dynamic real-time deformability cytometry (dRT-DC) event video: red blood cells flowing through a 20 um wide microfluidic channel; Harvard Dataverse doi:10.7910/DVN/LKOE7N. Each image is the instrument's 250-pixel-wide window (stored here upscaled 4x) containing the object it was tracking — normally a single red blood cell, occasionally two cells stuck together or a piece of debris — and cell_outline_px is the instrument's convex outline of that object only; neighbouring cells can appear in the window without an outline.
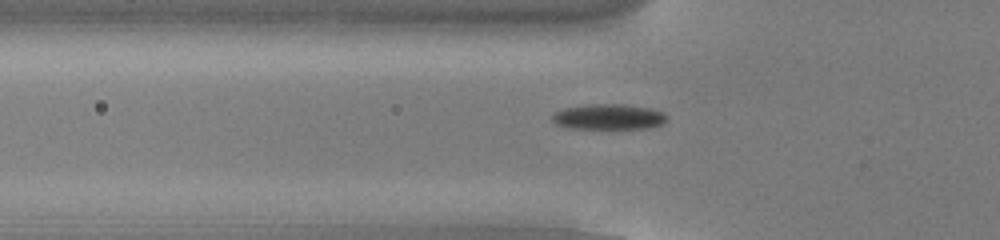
{"species": "common noctule bat (a hibernating species)", "species_latin": "Nyctalus noctula", "temperature_condition": "cold", "stored_images_in_passage": 54, "camera_frame_rate_fps": 3000, "um_per_image_px": 0.085, "animal": {"sex": "male", "body_mass_g": 13.0, "forearm_length_mm": 53.1}, "frame": {"image": 1, "passage_image": 19, "time_ms": 6.0, "image_size_px": [1000, 240], "cell_outline_px": [[668, 116], [660, 124], [648, 128], [568, 128], [556, 124], [552, 120], [552, 116], [556, 112], [564, 108], [592, 104], [624, 104], [652, 108], [664, 112]], "centroid_in_image_um": [51.74, 9.92], "position_along_channel_um": 74.1, "area_um2": 16.88}}
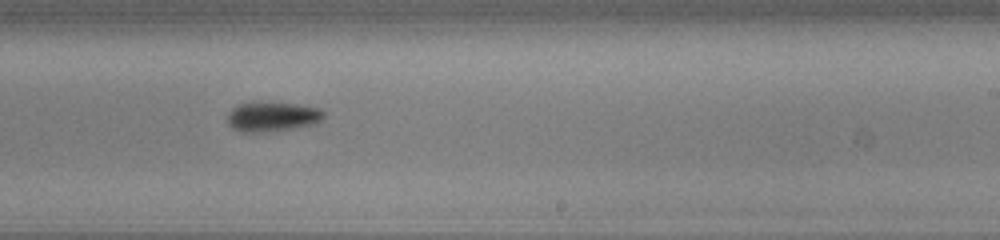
{"frame": {"image": 2, "passage_image": 34, "time_ms": 11.0, "image_size_px": [1000, 240], "cell_outline_px": [[324, 116], [316, 124], [292, 128], [260, 132], [240, 132], [232, 128], [228, 124], [228, 112], [232, 108], [248, 100], [260, 100], [300, 104], [320, 108], [324, 112]], "centroid_in_image_um": [23.12, 9.87], "position_along_channel_um": 265.9, "area_um2": 17.22}}
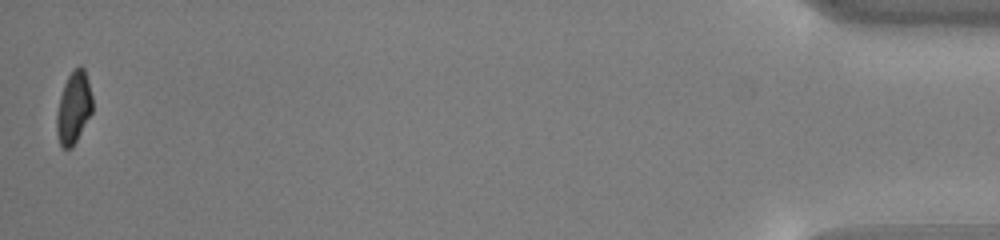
{"frame": {"image": 3, "passage_image": 54, "time_ms": 17.667, "image_size_px": [1000, 240], "cell_outline_px": [[92, 112], [72, 148], [60, 148], [56, 132], [56, 112], [60, 96], [64, 84], [68, 76], [80, 64], [84, 68], [88, 80], [92, 96]], "centroid_in_image_um": [6.24, 9.17], "position_along_channel_um": 429.0, "area_um2": 15.09}, "authors_computed_cell_mechanics": {"area_um2": 15.8372, "velocity_mm_per_s": 3.8392, "shape_relaxation_time_tau1_ms": 2.7627, "shape_relaxation_time_tau2_ms": null, "deformation_change_tau1": 0.1265, "deformation_change_tau2": null}}